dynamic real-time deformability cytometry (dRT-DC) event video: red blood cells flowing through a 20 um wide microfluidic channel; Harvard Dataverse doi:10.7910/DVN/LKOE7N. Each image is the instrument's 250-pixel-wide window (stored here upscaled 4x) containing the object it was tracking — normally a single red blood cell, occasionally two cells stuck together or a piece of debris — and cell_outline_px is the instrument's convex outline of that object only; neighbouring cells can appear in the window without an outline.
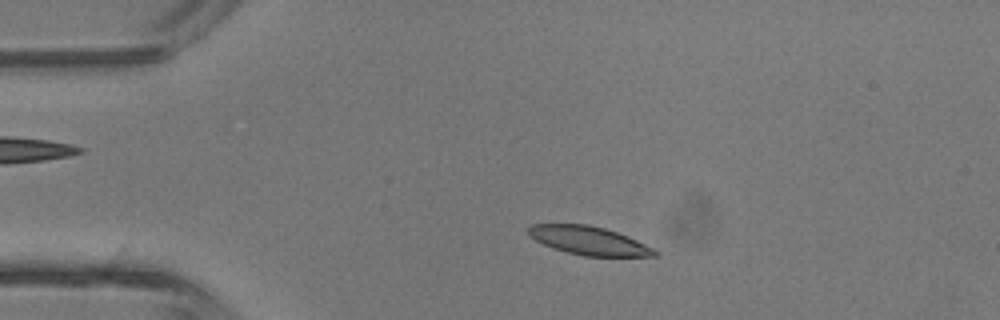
{"species": "common noctule bat (a hibernating species)", "species_latin": "Nyctalus noctula", "temperature_condition": "room temperature", "stored_images_in_passage": 3, "camera_frame_rate_fps": 3000, "um_per_image_px": 0.085, "animal": {"sex": "male", "body_mass_g": 13.3}, "frame": {"image": 1, "passage_image": 2, "time_ms": 1.0, "image_size_px": [1000, 320], "cell_outline_px": [[660, 256], [584, 256], [552, 248], [528, 236], [528, 228], [532, 224], [588, 224], [604, 228], [616, 232], [636, 240], [660, 252]], "centroid_in_image_um": [50.04, 20.45], "position_along_channel_um": 35.0, "area_um2": 20.81}}